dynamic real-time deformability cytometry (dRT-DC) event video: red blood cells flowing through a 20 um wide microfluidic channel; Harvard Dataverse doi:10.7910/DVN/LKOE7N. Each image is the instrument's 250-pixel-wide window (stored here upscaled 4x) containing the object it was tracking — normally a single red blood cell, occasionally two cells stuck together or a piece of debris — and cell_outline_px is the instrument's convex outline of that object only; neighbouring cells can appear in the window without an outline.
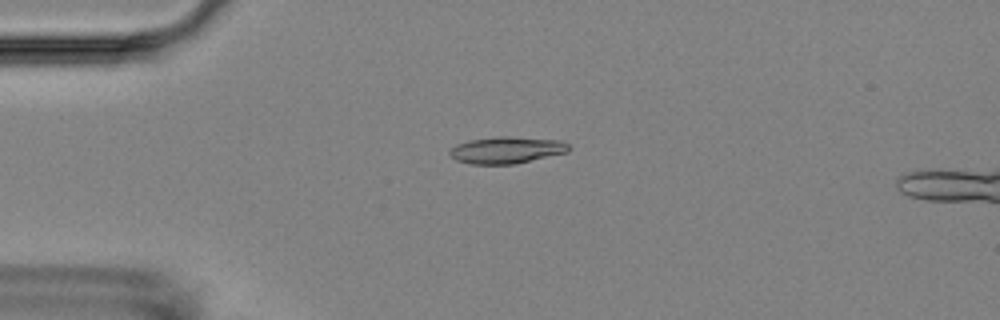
{"species": "Egyptian fruit bat (a non-hibernating species)", "species_latin": "Rousettus aegyptiacus", "temperature_condition": "room temperature", "stored_images_in_passage": 2, "camera_frame_rate_fps": 3000, "um_per_image_px": 0.085, "animal": {"sex": "female"}, "frame": {"image": 1, "passage_image": 2, "time_ms": 2.0, "image_size_px": [1000, 320], "cell_outline_px": [[568, 152], [516, 164], [472, 164], [456, 160], [448, 152], [456, 144], [468, 140], [500, 136], [508, 136], [564, 140], [568, 144]], "centroid_in_image_um": [43.08, 12.75], "position_along_channel_um": 41.9, "area_um2": 18.67}}